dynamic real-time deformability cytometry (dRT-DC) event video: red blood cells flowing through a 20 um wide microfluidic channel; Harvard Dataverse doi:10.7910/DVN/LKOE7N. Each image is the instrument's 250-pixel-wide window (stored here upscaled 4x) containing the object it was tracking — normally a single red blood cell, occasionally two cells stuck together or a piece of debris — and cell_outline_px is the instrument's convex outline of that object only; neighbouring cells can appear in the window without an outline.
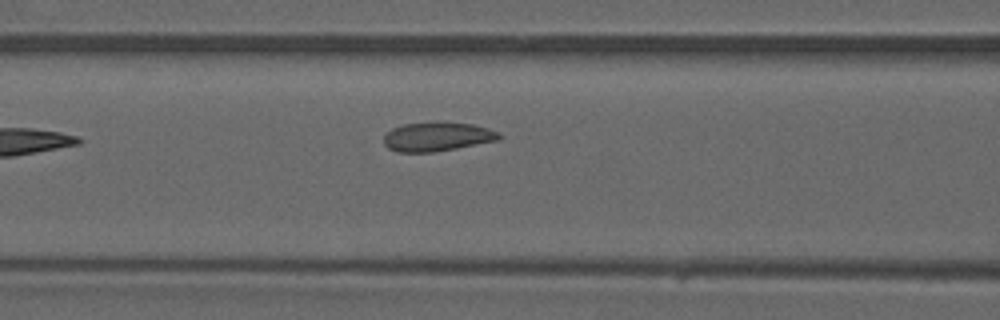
{"species": "common noctule bat (a hibernating species)", "species_latin": "Nyctalus noctula", "temperature_condition": "warm", "stored_images_in_passage": 7, "segment_of_instrument_passage": [1, 2], "camera_frame_rate_fps": 3000, "um_per_image_px": 0.085, "animal": {"sex": "male", "forearm_length_mm": 52.5}, "frame": {"image": 1, "passage_image": 6, "time_ms": 1.667, "image_size_px": [1000, 320], "cell_outline_px": [[500, 140], [456, 148], [432, 152], [396, 152], [388, 148], [384, 144], [384, 136], [392, 128], [404, 124], [472, 124], [488, 128], [500, 132]], "centroid_in_image_um": [37.16, 11.65], "position_along_channel_um": 129.4, "area_um2": 18.9}}